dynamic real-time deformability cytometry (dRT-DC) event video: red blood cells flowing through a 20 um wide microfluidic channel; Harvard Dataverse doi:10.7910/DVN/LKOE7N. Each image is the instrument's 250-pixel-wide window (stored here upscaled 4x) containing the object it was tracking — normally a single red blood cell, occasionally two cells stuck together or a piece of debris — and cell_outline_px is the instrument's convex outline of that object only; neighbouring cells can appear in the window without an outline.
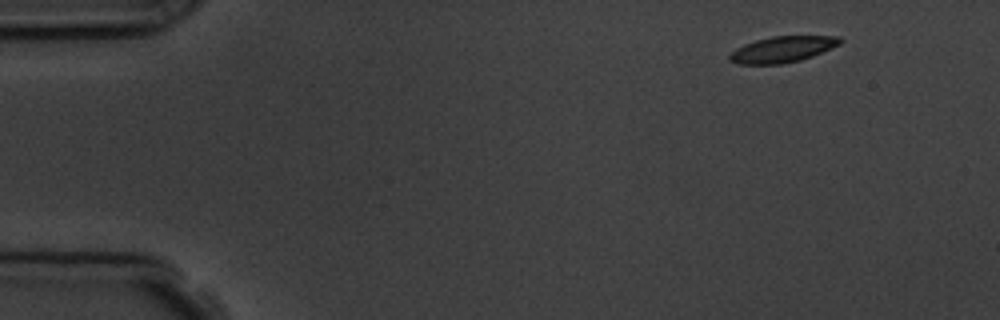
{"species": "common noctule bat (a hibernating species)", "species_latin": "Nyctalus noctula", "temperature_condition": "room temperature", "stored_images_in_passage": 4, "camera_frame_rate_fps": 3000, "um_per_image_px": 0.085, "animal": {"sex": "male", "body_mass_g": 19.5, "forearm_length_mm": 54.6}, "frame": {"image": 1, "passage_image": 1, "time_ms": 0.0, "image_size_px": [1000, 320], "cell_outline_px": [[844, 40], [840, 44], [812, 56], [800, 60], [780, 64], [736, 64], [728, 60], [728, 56], [736, 48], [744, 44], [756, 40], [772, 36], [840, 36]], "centroid_in_image_um": [66.49, 4.19], "position_along_channel_um": 18.5, "area_um2": 16.76}}
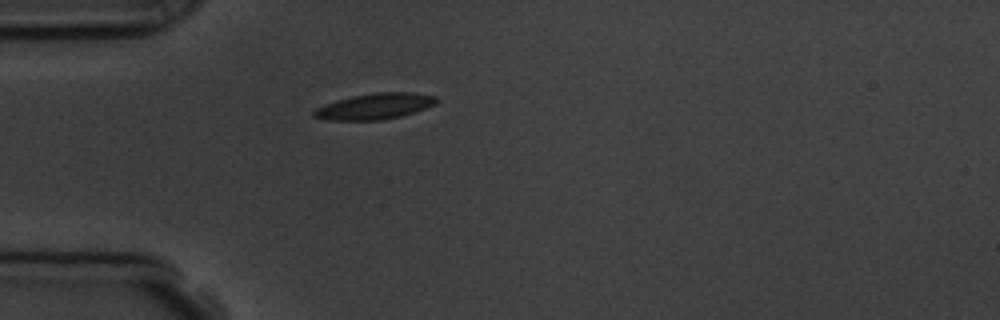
{"frame": {"image": 2, "passage_image": 4, "time_ms": 3.333, "image_size_px": [1000, 320], "cell_outline_px": [[440, 100], [436, 104], [400, 116], [380, 120], [328, 120], [312, 116], [312, 112], [316, 108], [324, 104], [336, 100], [352, 96], [376, 92], [416, 92], [436, 96]], "centroid_in_image_um": [31.86, 9.02], "position_along_channel_um": 53.1, "area_um2": 18.55}}